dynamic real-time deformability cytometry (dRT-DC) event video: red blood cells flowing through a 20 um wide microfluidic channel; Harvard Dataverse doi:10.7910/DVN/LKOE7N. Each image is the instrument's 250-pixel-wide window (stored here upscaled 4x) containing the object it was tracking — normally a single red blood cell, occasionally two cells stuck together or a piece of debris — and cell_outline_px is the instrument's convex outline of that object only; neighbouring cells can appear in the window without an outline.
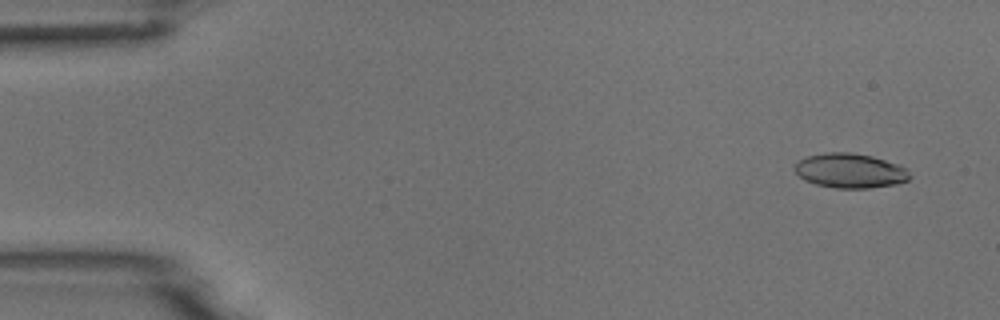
{"species": "common noctule bat (a hibernating species)", "species_latin": "Nyctalus noctula", "temperature_condition": "room temperature", "stored_images_in_passage": 16, "camera_frame_rate_fps": 3000, "um_per_image_px": 0.085, "animal": {"sex": "male", "body_mass_g": 18.8}, "frame": {"image": 1, "passage_image": 4, "time_ms": 1.0, "image_size_px": [1000, 320], "cell_outline_px": [[912, 176], [908, 180], [896, 184], [868, 188], [836, 188], [816, 184], [804, 180], [792, 168], [800, 160], [808, 156], [824, 152], [852, 152], [872, 156], [900, 164]], "centroid_in_image_um": [72.26, 14.5], "position_along_channel_um": 12.7, "area_um2": 23.24}}
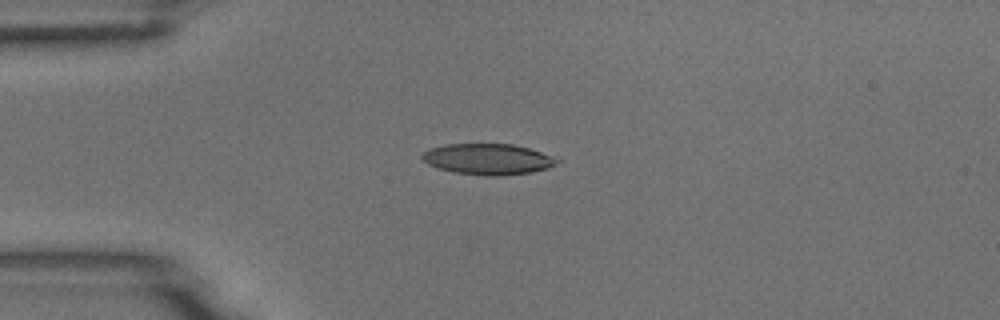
{"frame": {"image": 2, "passage_image": 14, "time_ms": 4.333, "image_size_px": [1000, 320], "cell_outline_px": [[560, 160], [548, 168], [532, 172], [492, 176], [488, 176], [452, 172], [436, 168], [428, 164], [420, 156], [428, 148], [444, 144], [512, 144], [560, 156]], "centroid_in_image_um": [41.49, 13.52], "position_along_channel_um": 43.5, "area_um2": 24.57}}